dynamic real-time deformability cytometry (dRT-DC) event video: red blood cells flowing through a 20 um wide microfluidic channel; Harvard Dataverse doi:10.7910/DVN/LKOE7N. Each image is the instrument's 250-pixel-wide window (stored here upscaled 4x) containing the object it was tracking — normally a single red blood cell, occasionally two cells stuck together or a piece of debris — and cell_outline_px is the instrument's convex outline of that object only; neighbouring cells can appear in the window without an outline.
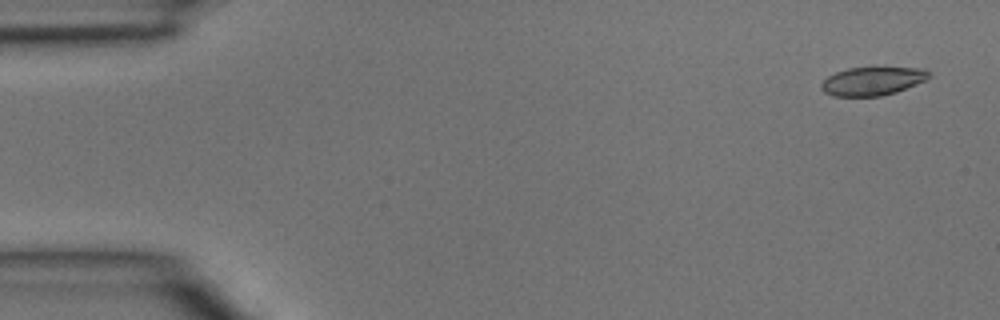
{"species": "common noctule bat (a hibernating species)", "species_latin": "Nyctalus noctula", "temperature_condition": "room temperature", "stored_images_in_passage": 5, "camera_frame_rate_fps": 3000, "um_per_image_px": 0.085, "animal": {"sex": "male", "body_mass_g": 15.6}, "frame": {"image": 1, "passage_image": 1, "time_ms": 0.0, "image_size_px": [1000, 320], "cell_outline_px": [[932, 76], [916, 84], [896, 92], [880, 96], [832, 96], [824, 92], [820, 88], [820, 84], [828, 76], [836, 72], [848, 68], [924, 68]], "centroid_in_image_um": [74.13, 6.9], "position_along_channel_um": 10.9, "area_um2": 17.69}}
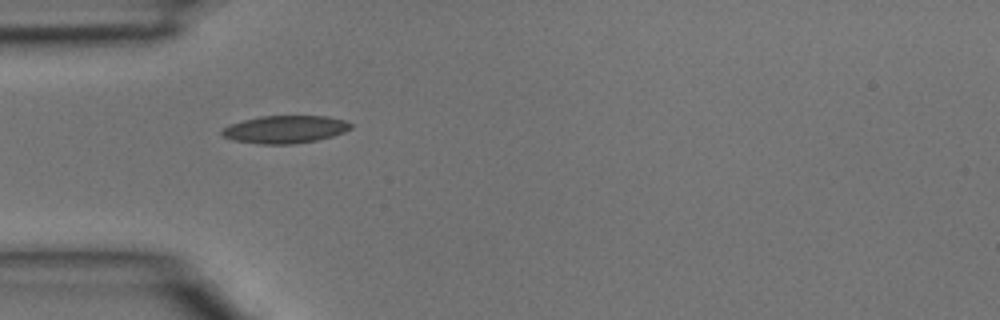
{"frame": {"image": 2, "passage_image": 4, "time_ms": 1.0, "image_size_px": [1000, 320], "cell_outline_px": [[352, 128], [344, 132], [332, 136], [316, 140], [292, 144], [260, 144], [232, 140], [224, 136], [220, 132], [224, 128], [232, 124], [244, 120], [260, 116], [328, 116], [344, 120], [352, 124]], "centroid_in_image_um": [24.25, 10.99], "position_along_channel_um": 60.7, "area_um2": 20.63}}